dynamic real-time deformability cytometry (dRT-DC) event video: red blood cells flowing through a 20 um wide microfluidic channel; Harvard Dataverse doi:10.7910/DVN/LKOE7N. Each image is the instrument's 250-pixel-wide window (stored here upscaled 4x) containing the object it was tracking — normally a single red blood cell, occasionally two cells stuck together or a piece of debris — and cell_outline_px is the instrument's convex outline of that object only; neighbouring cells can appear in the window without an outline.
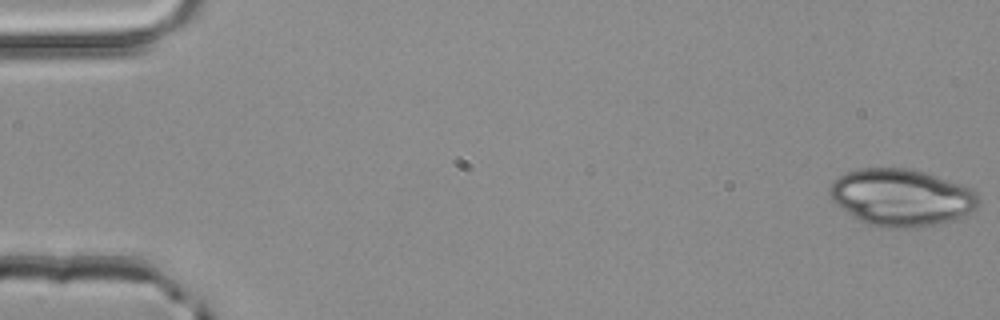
{"species": "common noctule bat (a hibernating species)", "species_latin": "Nyctalus noctula", "temperature_condition": "room temperature", "stored_images_in_passage": 51, "camera_frame_rate_fps": 3000, "um_per_image_px": 0.085, "animal": {"sex": "male", "body_mass_g": 20.4}, "frame": {"image": 1, "passage_image": 1, "time_ms": 0.0, "image_size_px": [1000, 320], "cell_outline_px": [[980, 204], [976, 208], [952, 220], [940, 224], [916, 228], [884, 228], [860, 220], [848, 212], [832, 200], [828, 192], [832, 180], [836, 176], [844, 172], [860, 168], [904, 168], [924, 172], [972, 188], [980, 196]], "centroid_in_image_um": [76.61, 16.78], "position_along_channel_um": 8.4, "area_um2": 49.53}}
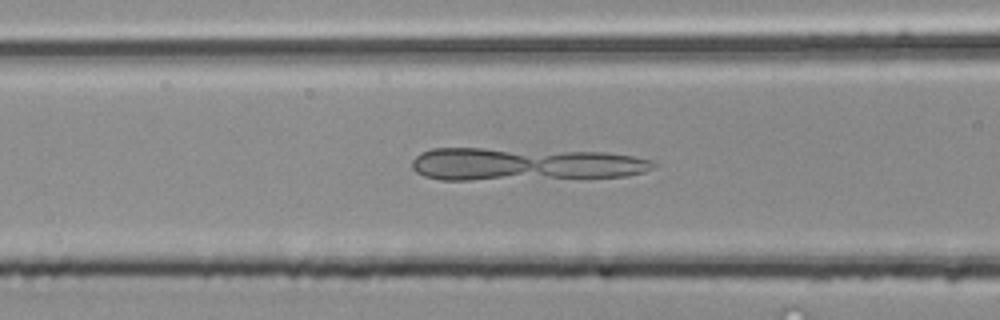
{"frame": {"image": 2, "passage_image": 21, "time_ms": 6.667, "image_size_px": [1000, 320], "cell_outline_px": [[660, 164], [644, 172], [624, 176], [472, 180], [440, 180], [424, 176], [416, 172], [412, 168], [412, 160], [420, 152], [432, 148], [484, 148], [604, 152], [636, 156], [656, 160]], "centroid_in_image_um": [44.59, 13.94], "position_along_channel_um": 122.0, "area_um2": 46.41}}
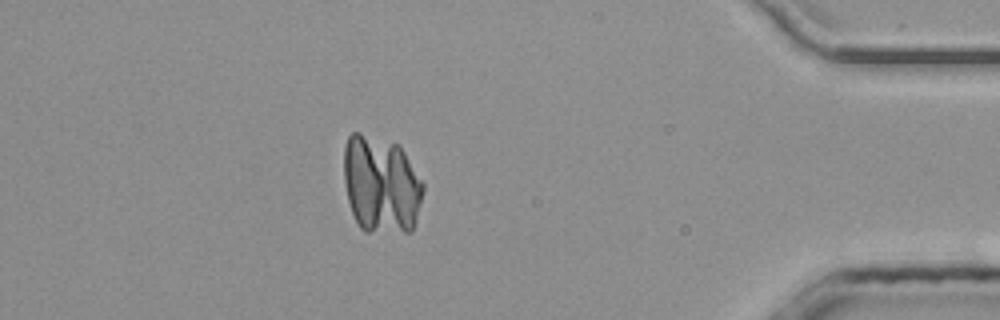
{"frame": {"image": 3, "passage_image": 45, "time_ms": 14.667, "image_size_px": [1000, 320], "cell_outline_px": [[424, 192], [416, 220], [412, 232], [364, 232], [360, 228], [352, 212], [348, 200], [344, 180], [344, 148], [348, 136], [352, 132], [360, 132], [400, 144], [424, 184]], "centroid_in_image_um": [32.4, 15.68], "position_along_channel_um": 402.8, "area_um2": 45.78}}